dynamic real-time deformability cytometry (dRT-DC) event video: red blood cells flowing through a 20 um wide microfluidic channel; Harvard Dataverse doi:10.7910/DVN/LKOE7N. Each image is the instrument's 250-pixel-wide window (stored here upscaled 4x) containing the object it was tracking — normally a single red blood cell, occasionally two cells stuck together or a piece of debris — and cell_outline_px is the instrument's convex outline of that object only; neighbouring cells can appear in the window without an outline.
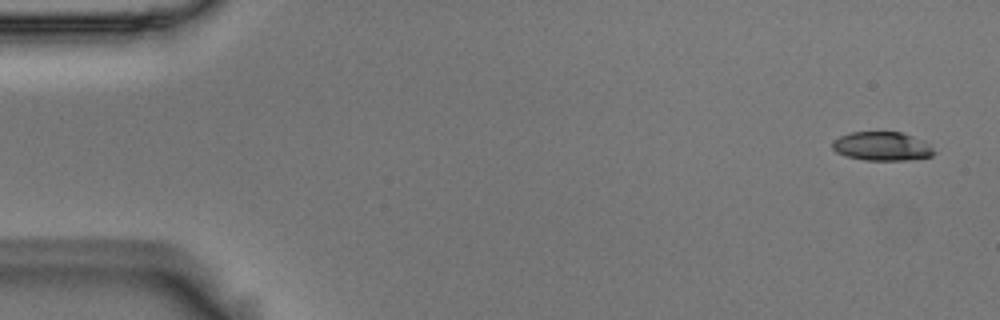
{"species": "Egyptian fruit bat (a non-hibernating species)", "species_latin": "Rousettus aegyptiacus", "temperature_condition": "room temperature", "stored_images_in_passage": 6, "segment_of_instrument_passage": [1, 2], "camera_frame_rate_fps": 3000, "um_per_image_px": 0.085, "animal": {"sex": "male"}, "frame": {"image": 1, "passage_image": 1, "time_ms": 0.0, "image_size_px": [1000, 320], "cell_outline_px": [[936, 152], [932, 156], [904, 160], [864, 160], [844, 156], [836, 152], [832, 148], [832, 140], [840, 136], [852, 132], [900, 132], [912, 136], [928, 144]], "centroid_in_image_um": [74.92, 12.44], "position_along_channel_um": 10.1, "area_um2": 16.99}}